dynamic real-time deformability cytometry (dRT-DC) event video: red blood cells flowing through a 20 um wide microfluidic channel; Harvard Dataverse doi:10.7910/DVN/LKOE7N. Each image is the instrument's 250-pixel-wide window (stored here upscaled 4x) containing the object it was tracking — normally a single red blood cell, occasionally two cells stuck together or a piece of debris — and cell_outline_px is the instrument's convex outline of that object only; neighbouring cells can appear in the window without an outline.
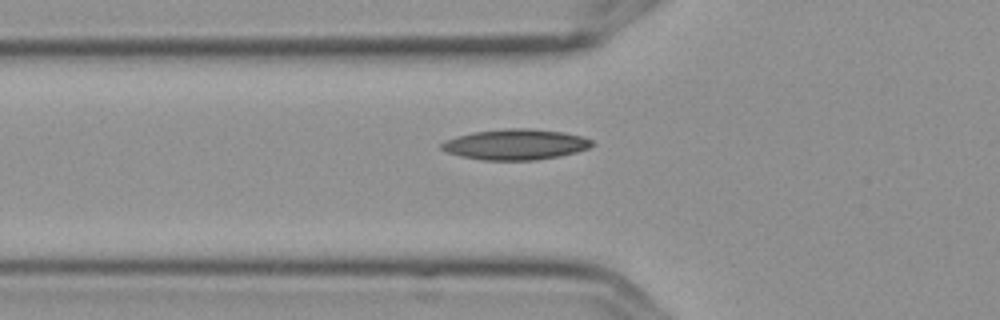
{"species": "Egyptian fruit bat (a non-hibernating species)", "species_latin": "Rousettus aegyptiacus", "temperature_condition": "cold", "stored_images_in_passage": 6, "camera_frame_rate_fps": 3000, "um_per_image_px": 0.085, "frame": {"image": 1, "passage_image": 6, "time_ms": 1.667, "image_size_px": [1000, 320], "cell_outline_px": [[596, 144], [588, 148], [576, 152], [560, 156], [536, 160], [480, 160], [460, 156], [448, 152], [440, 148], [440, 144], [444, 140], [456, 136], [472, 132], [504, 128], [528, 128], [564, 132], [584, 136], [592, 140]], "centroid_in_image_um": [43.82, 12.27], "position_along_channel_um": 82.0, "area_um2": 27.17}}